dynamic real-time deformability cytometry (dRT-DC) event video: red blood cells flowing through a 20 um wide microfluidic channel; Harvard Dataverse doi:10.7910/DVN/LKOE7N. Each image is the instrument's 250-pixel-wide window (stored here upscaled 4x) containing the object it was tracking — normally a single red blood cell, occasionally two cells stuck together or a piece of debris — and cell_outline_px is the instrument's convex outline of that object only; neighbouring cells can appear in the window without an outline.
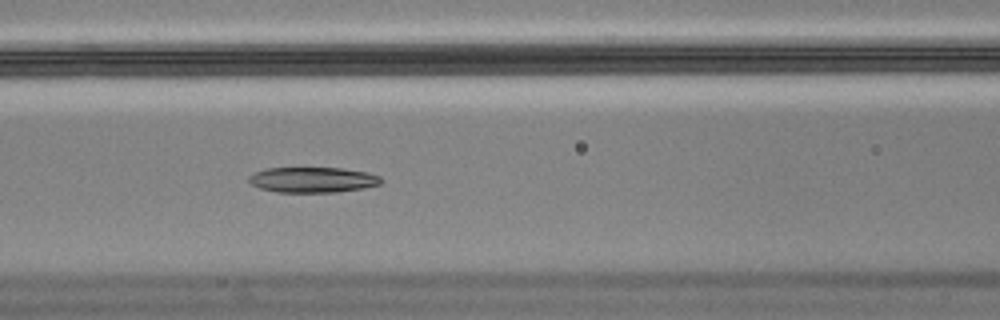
{"species": "Egyptian fruit bat (a non-hibernating species)", "species_latin": "Rousettus aegyptiacus", "temperature_condition": "cold", "stored_images_in_passage": 13, "camera_frame_rate_fps": 3000, "um_per_image_px": 0.085, "animal": {"sex": "male"}, "frame": {"image": 1, "passage_image": 11, "time_ms": 3.333, "image_size_px": [1000, 320], "cell_outline_px": [[384, 180], [380, 184], [368, 188], [336, 192], [276, 192], [260, 188], [248, 184], [248, 176], [252, 172], [264, 168], [344, 168], [368, 172], [380, 176]], "centroid_in_image_um": [26.57, 15.28], "position_along_channel_um": 140.0, "area_um2": 20.06}}